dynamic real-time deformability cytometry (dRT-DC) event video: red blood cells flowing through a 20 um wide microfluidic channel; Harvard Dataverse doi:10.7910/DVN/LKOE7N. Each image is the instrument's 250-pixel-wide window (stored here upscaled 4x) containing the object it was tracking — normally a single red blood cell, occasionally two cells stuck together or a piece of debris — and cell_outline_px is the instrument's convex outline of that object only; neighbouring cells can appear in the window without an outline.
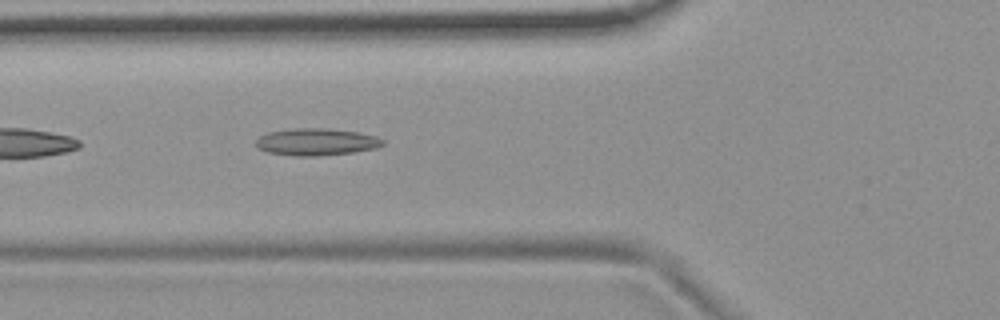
{"species": "common noctule bat (a hibernating species)", "species_latin": "Nyctalus noctula", "temperature_condition": "room temperature", "stored_images_in_passage": 5, "camera_frame_rate_fps": 3000, "um_per_image_px": 0.085, "animal": {"sex": "female", "body_mass_g": 19.9}, "frame": {"image": 1, "passage_image": 5, "time_ms": 5.333, "image_size_px": [1000, 320], "cell_outline_px": [[384, 144], [376, 148], [352, 152], [316, 156], [296, 156], [268, 152], [256, 148], [256, 140], [260, 136], [268, 132], [292, 128], [328, 128], [360, 132], [376, 136], [384, 140]], "centroid_in_image_um": [26.89, 12.05], "position_along_channel_um": 98.9, "area_um2": 20.11}}